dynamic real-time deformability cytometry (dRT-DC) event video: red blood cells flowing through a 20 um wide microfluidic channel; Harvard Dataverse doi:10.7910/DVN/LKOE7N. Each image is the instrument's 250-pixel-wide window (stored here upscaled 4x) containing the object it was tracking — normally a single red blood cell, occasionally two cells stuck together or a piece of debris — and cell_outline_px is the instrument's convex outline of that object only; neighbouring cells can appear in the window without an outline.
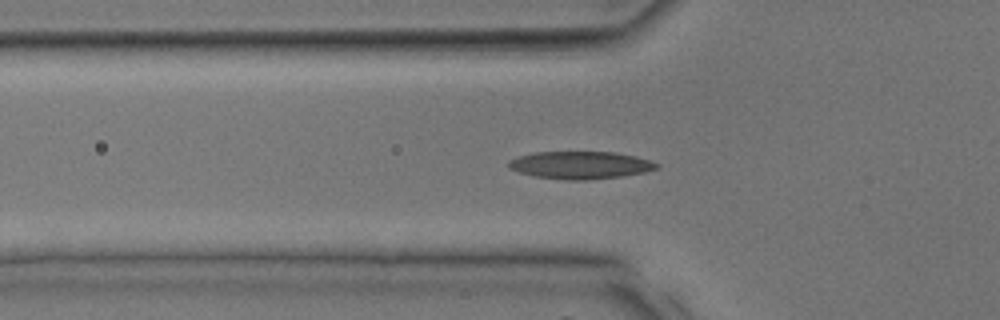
{"species": "common noctule bat (a hibernating species)", "species_latin": "Nyctalus noctula", "temperature_condition": "room temperature", "stored_images_in_passage": 35, "camera_frame_rate_fps": 3000, "um_per_image_px": 0.085, "animal": {"sex": "male", "body_mass_g": 17.9, "forearm_length_mm": 54.2}, "frame": {"image": 1, "passage_image": 11, "time_ms": 3.333, "image_size_px": [1000, 320], "cell_outline_px": [[660, 168], [644, 172], [620, 176], [584, 180], [568, 180], [536, 176], [520, 172], [508, 168], [508, 160], [516, 156], [536, 152], [616, 152], [636, 156], [660, 164]], "centroid_in_image_um": [49.33, 14.02], "position_along_channel_um": 76.5, "area_um2": 23.7}}
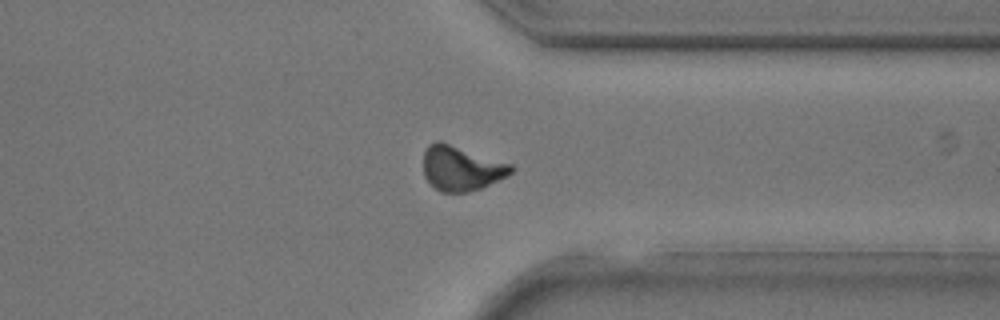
{"frame": {"image": 2, "passage_image": 26, "time_ms": 8.333, "image_size_px": [1000, 320], "cell_outline_px": [[516, 168], [508, 176], [480, 188], [468, 192], [440, 192], [424, 176], [424, 152], [428, 144], [436, 140], [440, 140], [512, 164]], "centroid_in_image_um": [39.22, 14.28], "position_along_channel_um": 372.2, "area_um2": 22.95}}
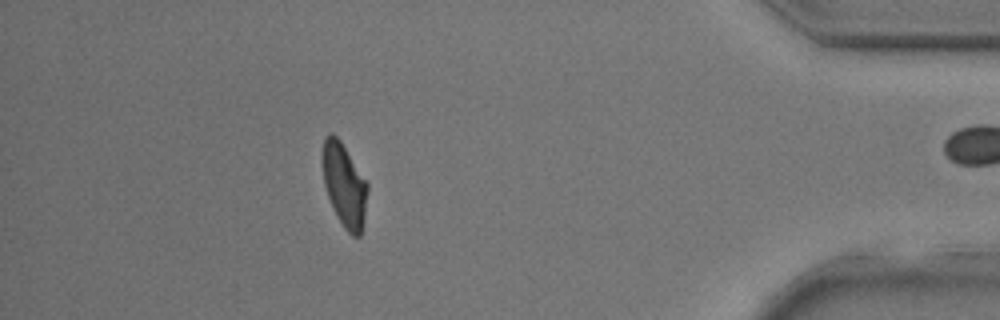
{"frame": {"image": 3, "passage_image": 30, "time_ms": 9.667, "image_size_px": [1000, 320], "cell_outline_px": [[368, 188], [364, 216], [360, 236], [352, 236], [344, 228], [328, 196], [324, 184], [320, 160], [320, 152], [324, 136], [328, 132], [332, 132], [340, 140], [368, 184]], "centroid_in_image_um": [29.21, 15.64], "position_along_channel_um": 406.0, "area_um2": 21.91}}